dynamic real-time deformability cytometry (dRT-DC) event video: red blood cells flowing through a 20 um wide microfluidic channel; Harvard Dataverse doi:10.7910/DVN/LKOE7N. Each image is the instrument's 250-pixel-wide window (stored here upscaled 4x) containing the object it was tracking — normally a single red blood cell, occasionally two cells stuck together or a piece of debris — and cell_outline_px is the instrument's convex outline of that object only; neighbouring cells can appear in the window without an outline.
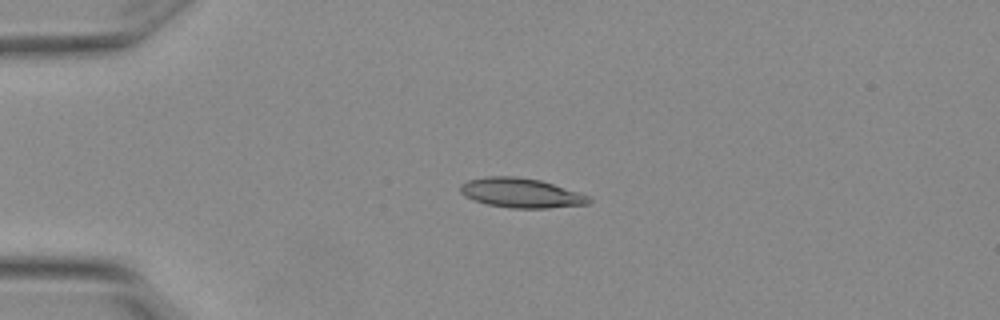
{"species": "Egyptian fruit bat (a non-hibernating species)", "species_latin": "Rousettus aegyptiacus", "temperature_condition": "warm", "stored_images_in_passage": 3, "camera_frame_rate_fps": 3000, "um_per_image_px": 0.085, "animal": {"sex": "female"}, "frame": {"image": 1, "passage_image": 1, "time_ms": 0.0, "image_size_px": [1000, 320], "cell_outline_px": [[592, 200], [588, 204], [548, 208], [512, 208], [488, 204], [472, 200], [464, 196], [460, 192], [460, 184], [468, 180], [484, 176], [516, 176], [540, 180], [580, 192], [588, 196]], "centroid_in_image_um": [44.27, 16.39], "position_along_channel_um": 40.7, "area_um2": 22.25}}
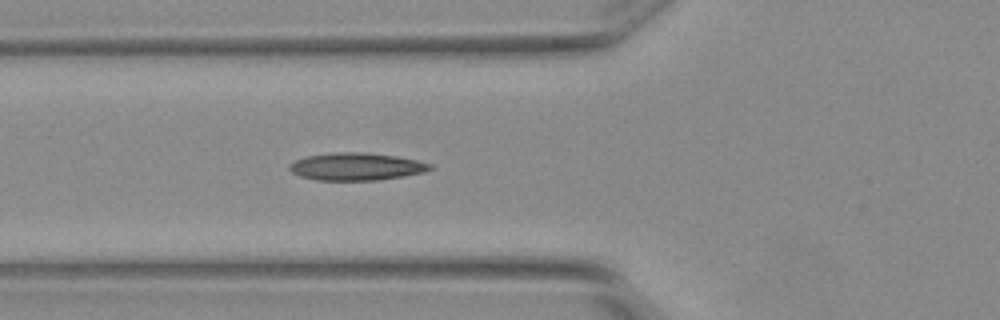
{"frame": {"image": 2, "passage_image": 3, "time_ms": 0.667, "image_size_px": [1000, 320], "cell_outline_px": [[432, 168], [424, 172], [404, 176], [376, 180], [316, 180], [300, 176], [292, 172], [288, 168], [288, 164], [296, 160], [308, 156], [336, 152], [364, 152], [396, 156], [416, 160], [432, 164]], "centroid_in_image_um": [30.27, 14.16], "position_along_channel_um": 95.5, "area_um2": 22.43}}